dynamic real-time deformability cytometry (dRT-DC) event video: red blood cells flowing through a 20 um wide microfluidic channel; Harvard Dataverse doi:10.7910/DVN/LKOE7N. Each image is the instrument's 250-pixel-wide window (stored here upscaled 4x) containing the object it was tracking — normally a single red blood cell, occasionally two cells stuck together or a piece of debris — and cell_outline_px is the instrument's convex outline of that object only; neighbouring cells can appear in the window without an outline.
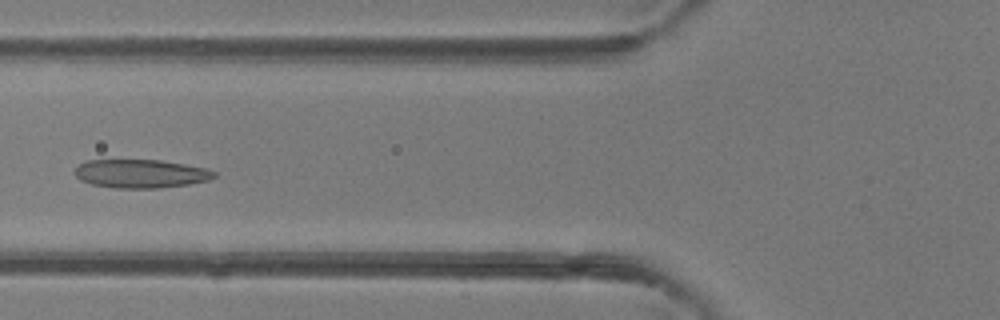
{"species": "common noctule bat (a hibernating species)", "species_latin": "Nyctalus noctula", "temperature_condition": "room temperature", "stored_images_in_passage": 3, "camera_frame_rate_fps": 3000, "um_per_image_px": 0.085, "animal": {"sex": "female"}, "frame": {"image": 1, "passage_image": 3, "time_ms": 2.333, "image_size_px": [1000, 320], "cell_outline_px": [[216, 176], [208, 180], [188, 184], [160, 188], [116, 188], [92, 184], [80, 180], [76, 176], [76, 168], [84, 160], [160, 160], [184, 164], [204, 168], [216, 172]], "centroid_in_image_um": [11.95, 14.76], "position_along_channel_um": 113.8, "area_um2": 23.0}}